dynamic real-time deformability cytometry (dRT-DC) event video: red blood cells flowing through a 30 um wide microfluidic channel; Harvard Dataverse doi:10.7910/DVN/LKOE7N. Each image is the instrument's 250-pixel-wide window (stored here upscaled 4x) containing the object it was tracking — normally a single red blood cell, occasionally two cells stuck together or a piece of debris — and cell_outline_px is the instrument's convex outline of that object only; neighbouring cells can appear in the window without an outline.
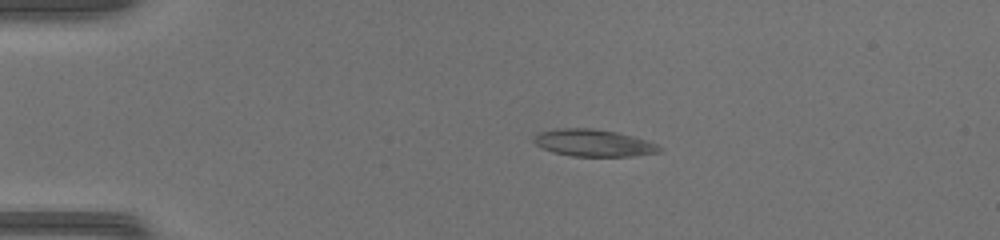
{"species": "common noctule bat (a hibernating species)", "species_latin": "Nyctalus noctula", "temperature_condition": "warm", "stored_images_in_passage": 47, "camera_frame_rate_fps": 3000, "um_per_image_px": 0.085, "animal": {"sex": "female", "body_mass_g": 17.0, "forearm_length_mm": 48.0}, "frame": {"image": 1, "passage_image": 9, "time_ms": 2.667, "image_size_px": [1000, 240], "cell_outline_px": [[664, 148], [660, 152], [632, 156], [572, 156], [552, 152], [536, 144], [532, 140], [540, 132], [560, 128], [592, 128], [616, 132], [632, 136], [656, 144]], "centroid_in_image_um": [50.46, 12.15], "position_along_channel_um": 34.5, "area_um2": 19.59}}
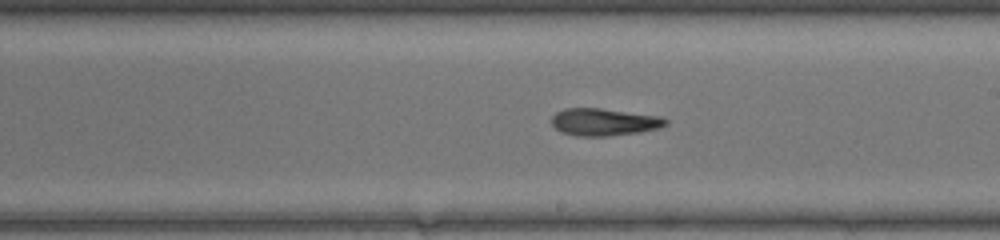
{"frame": {"image": 2, "passage_image": 27, "time_ms": 8.667, "image_size_px": [1000, 240], "cell_outline_px": [[668, 124], [660, 128], [640, 132], [608, 136], [576, 136], [560, 132], [552, 124], [552, 116], [556, 112], [564, 108], [600, 108], [660, 116], [668, 120]], "centroid_in_image_um": [51.35, 10.37], "position_along_channel_um": 237.7, "area_um2": 18.26}}
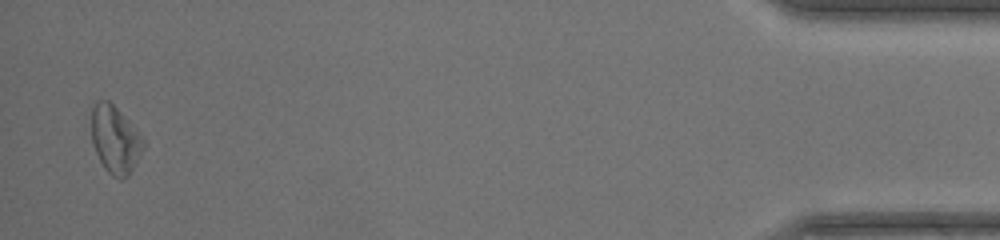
{"frame": {"image": 3, "passage_image": 46, "time_ms": 15.0, "image_size_px": [1000, 240], "cell_outline_px": [[144, 148], [128, 176], [124, 180], [120, 180], [112, 176], [104, 168], [96, 152], [92, 140], [92, 108], [96, 100], [108, 100], [144, 136]], "centroid_in_image_um": [9.8, 11.88], "position_along_channel_um": 425.4, "area_um2": 20.4}, "authors_computed_cell_mechanics": {"area_um2": 19.363, "velocity_mm_per_s": 4.2871, "shape_relaxation_time_tau1_ms": 4.1837, "shape_relaxation_time_tau2_ms": null, "deformation_change_tau1": 0.1329, "deformation_change_tau2": null}}